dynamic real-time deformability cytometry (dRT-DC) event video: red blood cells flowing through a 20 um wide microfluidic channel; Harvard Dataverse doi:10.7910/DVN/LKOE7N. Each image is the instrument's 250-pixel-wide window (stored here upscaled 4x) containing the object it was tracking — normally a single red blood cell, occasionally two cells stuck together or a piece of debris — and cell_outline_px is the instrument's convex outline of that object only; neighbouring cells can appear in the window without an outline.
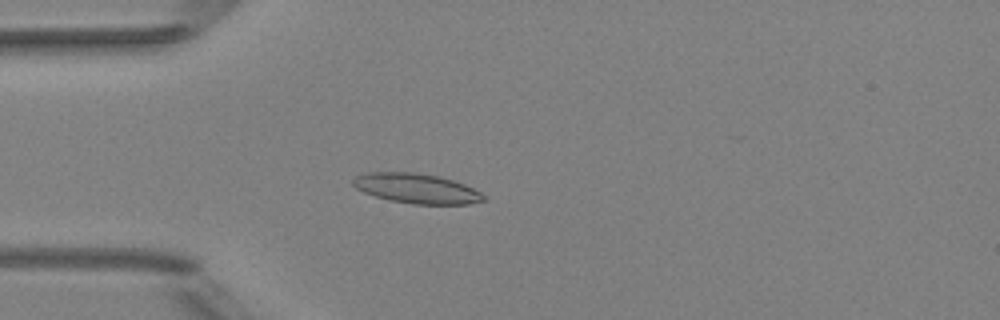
{"species": "Egyptian fruit bat (a non-hibernating species)", "species_latin": "Rousettus aegyptiacus", "temperature_condition": "room temperature", "stored_images_in_passage": 3, "camera_frame_rate_fps": 3000, "um_per_image_px": 0.085, "animal": {"sex": "female"}, "frame": {"image": 1, "passage_image": 3, "time_ms": 2.333, "image_size_px": [1000, 320], "cell_outline_px": [[488, 200], [468, 204], [412, 204], [388, 200], [364, 192], [356, 188], [352, 184], [352, 180], [356, 176], [368, 172], [416, 172], [440, 176], [464, 184], [480, 192]], "centroid_in_image_um": [35.41, 16.02], "position_along_channel_um": 49.6, "area_um2": 22.77}}